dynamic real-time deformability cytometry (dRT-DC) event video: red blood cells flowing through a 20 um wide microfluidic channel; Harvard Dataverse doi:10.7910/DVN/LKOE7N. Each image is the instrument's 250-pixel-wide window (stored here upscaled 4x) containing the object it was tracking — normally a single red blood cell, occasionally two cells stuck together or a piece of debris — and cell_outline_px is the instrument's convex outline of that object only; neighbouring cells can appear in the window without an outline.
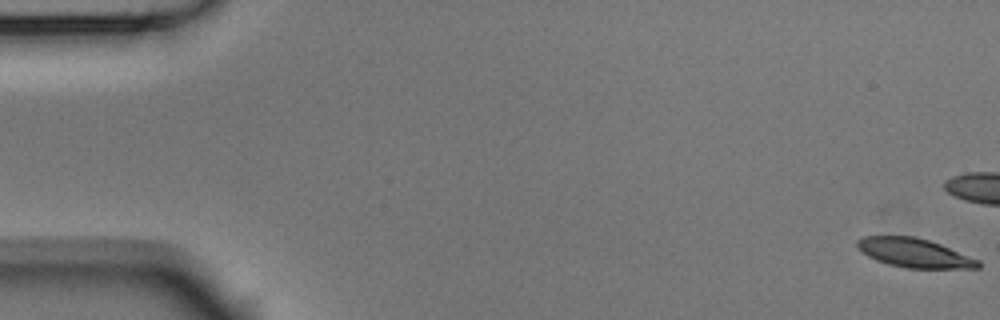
{"species": "Egyptian fruit bat (a non-hibernating species)", "species_latin": "Rousettus aegyptiacus", "temperature_condition": "room temperature", "stored_images_in_passage": 8, "camera_frame_rate_fps": 3000, "um_per_image_px": 0.085, "animal": {"sex": "male"}, "frame": {"image": 1, "passage_image": 1, "time_ms": 0.0, "image_size_px": [1000, 320], "cell_outline_px": [[980, 268], [908, 268], [888, 264], [876, 260], [860, 252], [856, 248], [856, 240], [864, 236], [912, 236], [928, 240], [940, 244], [980, 260]], "centroid_in_image_um": [77.68, 21.49], "position_along_channel_um": 7.3, "area_um2": 20.46}}
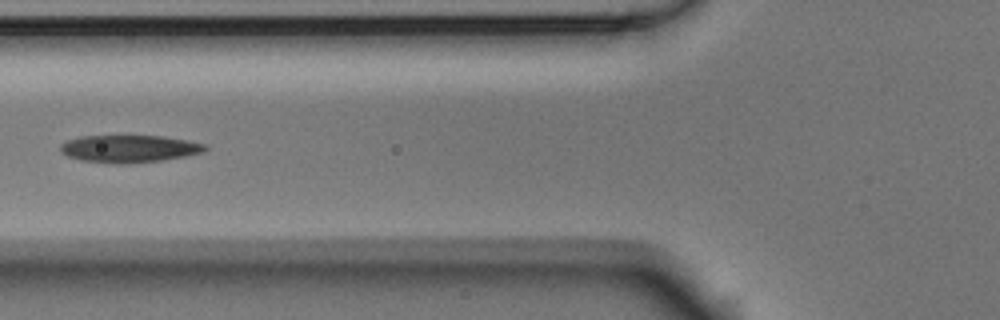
{"frame": {"image": 2, "passage_image": 8, "time_ms": 2.333, "image_size_px": [1000, 320], "cell_outline_px": [[208, 148], [200, 152], [184, 156], [160, 160], [128, 164], [116, 164], [80, 160], [68, 156], [60, 152], [60, 144], [68, 140], [80, 136], [164, 136], [204, 144]], "centroid_in_image_um": [10.91, 12.64], "position_along_channel_um": 114.9, "area_um2": 22.89}}